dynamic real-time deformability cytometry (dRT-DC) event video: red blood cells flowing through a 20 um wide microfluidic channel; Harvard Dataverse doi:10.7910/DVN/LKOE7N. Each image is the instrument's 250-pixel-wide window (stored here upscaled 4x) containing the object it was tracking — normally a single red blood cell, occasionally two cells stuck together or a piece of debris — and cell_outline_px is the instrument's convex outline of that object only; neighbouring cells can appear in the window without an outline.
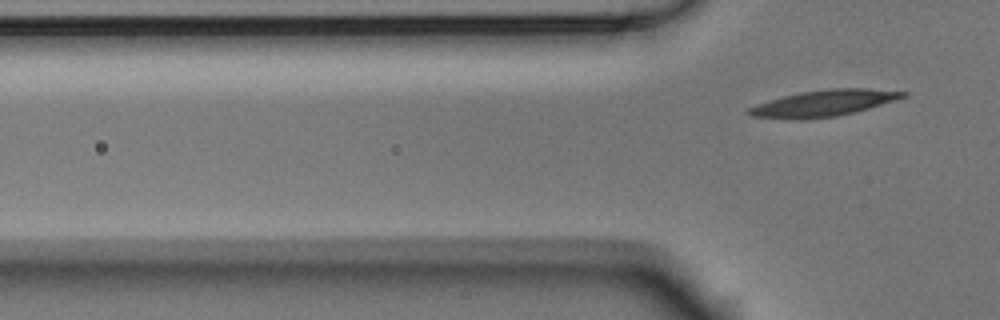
{"species": "Egyptian fruit bat (a non-hibernating species)", "species_latin": "Rousettus aegyptiacus", "temperature_condition": "room temperature", "stored_images_in_passage": 4, "camera_frame_rate_fps": 3000, "um_per_image_px": 0.085, "animal": {"sex": "male"}, "frame": {"image": 1, "passage_image": 4, "time_ms": 1.0, "image_size_px": [1000, 320], "cell_outline_px": [[908, 96], [896, 100], [856, 112], [836, 116], [800, 120], [792, 120], [752, 116], [744, 112], [748, 108], [784, 96], [800, 92], [828, 88], [868, 88], [908, 92]], "centroid_in_image_um": [70.05, 8.77], "position_along_channel_um": 55.7, "area_um2": 23.7}}